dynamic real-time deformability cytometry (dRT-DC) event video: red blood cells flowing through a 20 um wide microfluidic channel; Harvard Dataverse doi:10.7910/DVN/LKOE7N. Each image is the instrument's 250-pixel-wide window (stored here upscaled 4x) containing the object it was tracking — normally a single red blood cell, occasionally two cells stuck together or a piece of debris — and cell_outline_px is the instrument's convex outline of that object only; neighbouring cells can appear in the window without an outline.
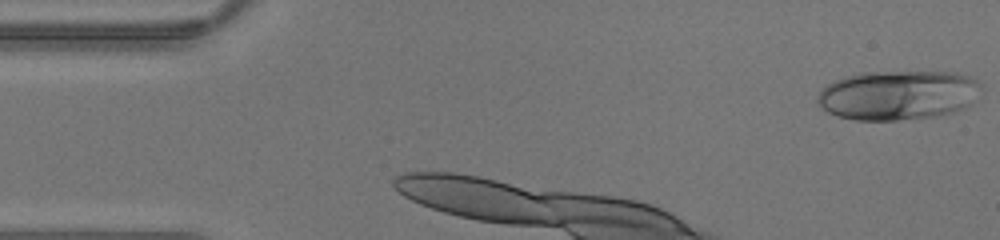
{"species": "human", "species_latin": "Homo sapiens", "temperature_condition": "warm", "stored_images_in_passage": 11, "camera_frame_rate_fps": 3000, "um_per_image_px": 0.085, "donor": {"sex": "male"}, "frame": {"image": 1, "passage_image": 1, "time_ms": 0.0, "image_size_px": [1000, 240], "cell_outline_px": [[984, 88], [972, 104], [964, 108], [952, 112], [936, 116], [896, 120], [856, 120], [836, 116], [828, 112], [816, 100], [816, 96], [820, 88], [836, 80], [860, 72], [956, 72], [972, 76]], "centroid_in_image_um": [76.37, 8.08], "position_along_channel_um": 8.6, "area_um2": 47.63}}
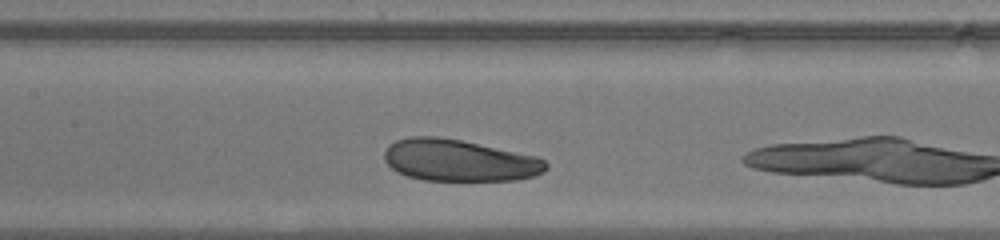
{"frame": {"image": 2, "passage_image": 10, "time_ms": 3.0, "image_size_px": [1000, 240], "cell_outline_px": [[548, 168], [544, 172], [536, 176], [516, 180], [424, 180], [408, 176], [396, 172], [384, 160], [384, 152], [388, 144], [396, 140], [412, 136], [436, 136], [460, 140], [536, 156], [544, 160], [548, 164]], "centroid_in_image_um": [39.01, 13.63], "position_along_channel_um": 168.4, "area_um2": 39.36}}